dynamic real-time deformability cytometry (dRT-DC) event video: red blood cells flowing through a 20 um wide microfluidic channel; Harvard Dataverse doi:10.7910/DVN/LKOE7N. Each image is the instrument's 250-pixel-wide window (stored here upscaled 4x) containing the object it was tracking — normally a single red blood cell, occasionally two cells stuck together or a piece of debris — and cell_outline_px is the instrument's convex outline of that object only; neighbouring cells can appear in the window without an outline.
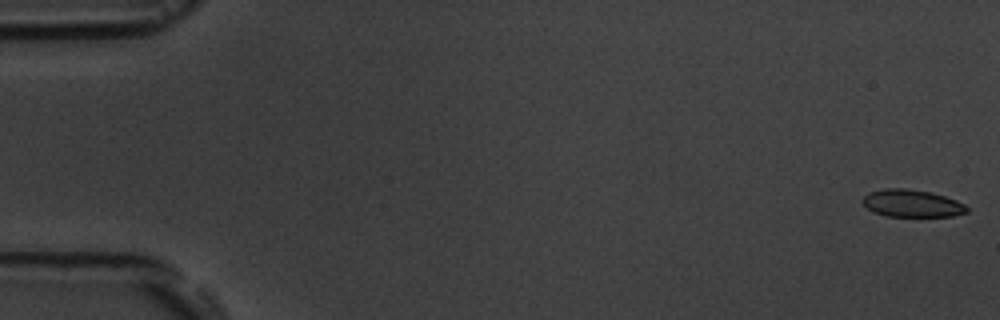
{"species": "common noctule bat (a hibernating species)", "species_latin": "Nyctalus noctula", "temperature_condition": "room temperature", "stored_images_in_passage": 9, "camera_frame_rate_fps": 3000, "um_per_image_px": 0.085, "animal": {"sex": "male", "body_mass_g": 19.5, "forearm_length_mm": 54.6}, "frame": {"image": 1, "passage_image": 1, "time_ms": 0.0, "image_size_px": [1000, 320], "cell_outline_px": [[968, 212], [952, 216], [884, 216], [872, 212], [860, 200], [868, 192], [884, 188], [904, 188], [928, 192], [944, 196], [956, 200], [964, 204], [968, 208]], "centroid_in_image_um": [77.47, 17.29], "position_along_channel_um": 7.5, "area_um2": 16.65}}
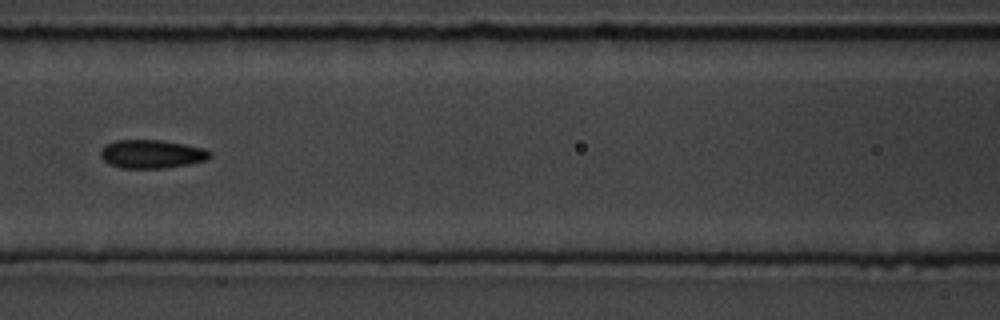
{"frame": {"image": 2, "passage_image": 8, "time_ms": 8.0, "image_size_px": [1000, 320], "cell_outline_px": [[212, 156], [208, 160], [188, 164], [164, 168], [120, 168], [108, 164], [100, 156], [100, 152], [104, 144], [116, 140], [160, 140], [184, 144], [204, 148], [212, 152]], "centroid_in_image_um": [12.89, 13.09], "position_along_channel_um": 153.7, "area_um2": 18.32}}
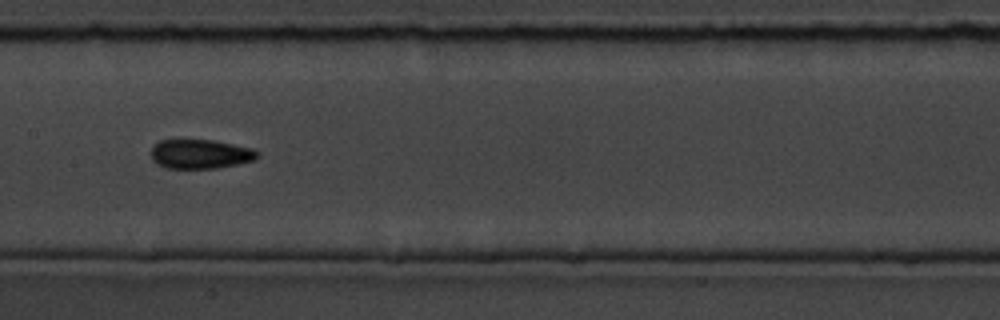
{"frame": {"image": 3, "passage_image": 9, "time_ms": 9.0, "image_size_px": [1000, 320], "cell_outline_px": [[260, 156], [252, 160], [236, 164], [216, 168], [164, 168], [156, 164], [152, 160], [152, 148], [160, 140], [212, 140], [252, 148], [260, 152]], "centroid_in_image_um": [17.02, 13.1], "position_along_channel_um": 190.4, "area_um2": 18.03}}